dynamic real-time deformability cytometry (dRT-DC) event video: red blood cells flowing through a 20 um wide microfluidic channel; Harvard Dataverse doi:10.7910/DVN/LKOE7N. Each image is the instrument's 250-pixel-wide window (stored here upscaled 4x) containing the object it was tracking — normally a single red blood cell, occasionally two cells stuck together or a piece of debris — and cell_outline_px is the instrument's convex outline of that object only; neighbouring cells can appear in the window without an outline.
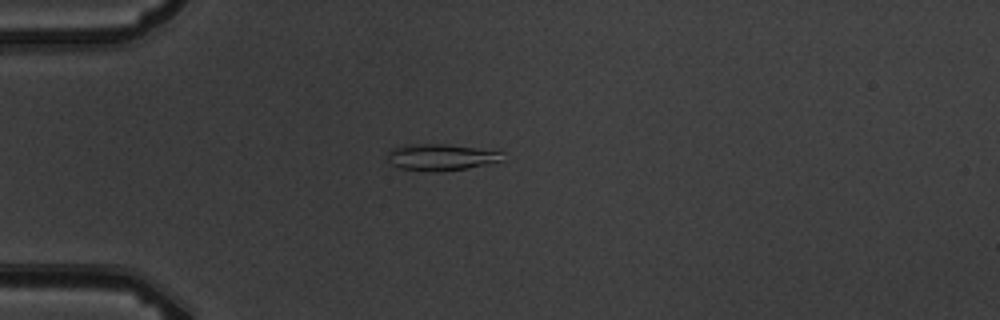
{"species": "common noctule bat (a hibernating species)", "species_latin": "Nyctalus noctula", "temperature_condition": "warm", "stored_images_in_passage": 10, "camera_frame_rate_fps": 3000, "um_per_image_px": 0.085, "animal": {"sex": "male", "body_mass_g": 19.5, "forearm_length_mm": 54.6}, "frame": {"image": 1, "passage_image": 4, "time_ms": 3.333, "image_size_px": [1000, 320], "cell_outline_px": [[504, 160], [468, 168], [440, 172], [432, 172], [400, 168], [392, 164], [388, 160], [388, 152], [392, 148], [404, 144], [444, 144], [476, 148], [504, 152]], "centroid_in_image_um": [37.48, 13.36], "position_along_channel_um": 47.5, "area_um2": 17.86}}
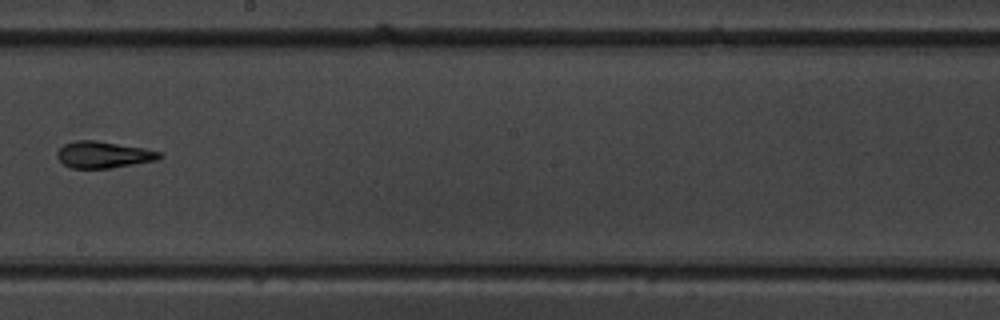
{"frame": {"image": 2, "passage_image": 9, "time_ms": 9.0, "image_size_px": [1000, 320], "cell_outline_px": [[164, 156], [160, 160], [108, 168], [72, 168], [64, 164], [56, 156], [56, 152], [64, 144], [76, 140], [96, 140], [144, 148], [160, 152]], "centroid_in_image_um": [8.81, 13.14], "position_along_channel_um": 239.4, "area_um2": 15.9}}
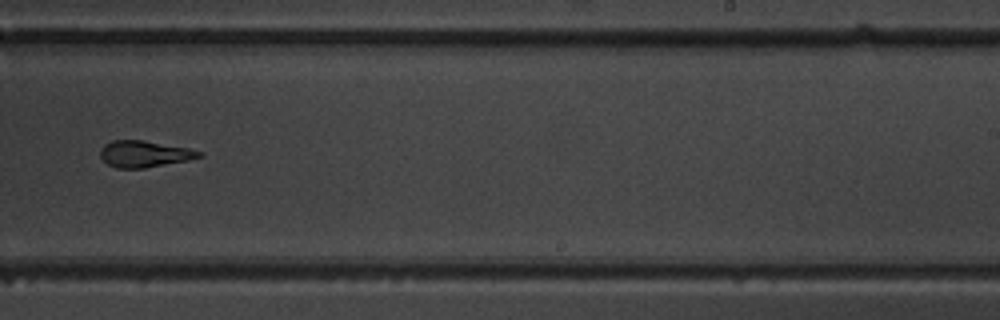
{"frame": {"image": 3, "passage_image": 10, "time_ms": 10.0, "image_size_px": [1000, 320], "cell_outline_px": [[204, 156], [188, 160], [144, 168], [116, 168], [108, 164], [100, 156], [100, 148], [104, 144], [112, 140], [144, 140], [188, 148], [204, 152]], "centroid_in_image_um": [12.28, 13.08], "position_along_channel_um": 276.7, "area_um2": 15.32}}